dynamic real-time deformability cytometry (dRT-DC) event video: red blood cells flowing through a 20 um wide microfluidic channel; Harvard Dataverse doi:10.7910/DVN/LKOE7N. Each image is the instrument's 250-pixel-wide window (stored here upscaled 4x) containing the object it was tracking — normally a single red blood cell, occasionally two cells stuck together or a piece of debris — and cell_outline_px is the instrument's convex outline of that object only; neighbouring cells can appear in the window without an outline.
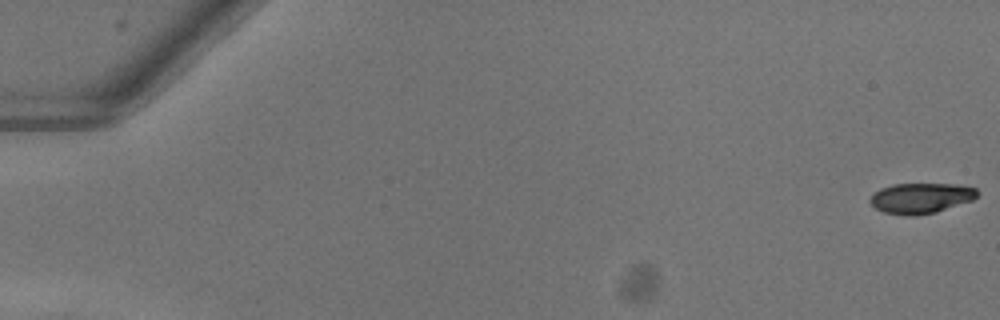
{"species": "common noctule bat (a hibernating species)", "species_latin": "Nyctalus noctula", "temperature_condition": "warm", "stored_images_in_passage": 51, "camera_frame_rate_fps": 3000, "um_per_image_px": 0.085, "animal": {"sex": "female"}, "frame": {"image": 1, "passage_image": 1, "time_ms": 0.0, "image_size_px": [1000, 320], "cell_outline_px": [[980, 192], [972, 200], [936, 212], [916, 216], [904, 216], [884, 212], [876, 208], [868, 200], [880, 188], [892, 184], [956, 184], [976, 188]], "centroid_in_image_um": [78.28, 16.84], "position_along_channel_um": 6.7, "area_um2": 19.02}}
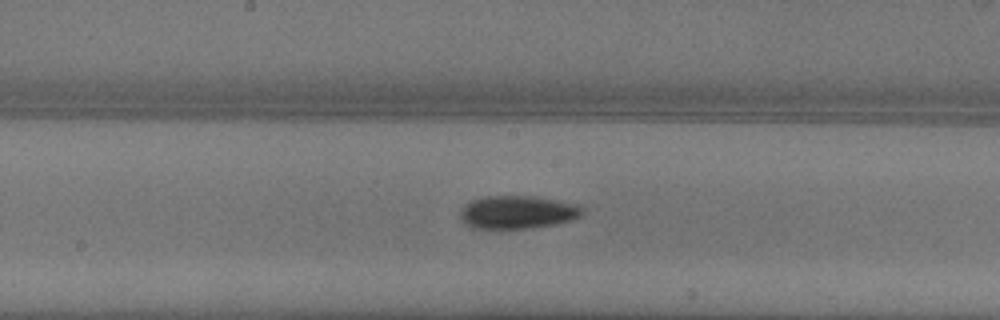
{"frame": {"image": 2, "passage_image": 29, "time_ms": 9.333, "image_size_px": [1000, 320], "cell_outline_px": [[584, 208], [580, 216], [572, 220], [556, 224], [524, 228], [476, 228], [464, 224], [460, 220], [460, 208], [464, 204], [472, 200], [484, 196], [540, 196], [584, 204]], "centroid_in_image_um": [44.03, 18.01], "position_along_channel_um": 204.2, "area_um2": 24.04}}
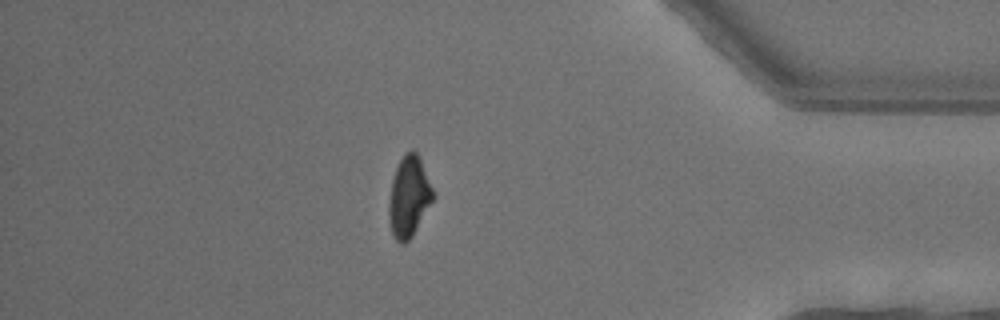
{"frame": {"image": 3, "passage_image": 46, "time_ms": 15.0, "image_size_px": [1000, 320], "cell_outline_px": [[436, 196], [412, 236], [404, 244], [400, 244], [396, 240], [392, 232], [388, 220], [388, 204], [392, 180], [396, 168], [404, 152], [412, 148], [416, 152], [420, 160]], "centroid_in_image_um": [34.75, 16.73], "position_along_channel_um": 400.5, "area_um2": 20.81}}